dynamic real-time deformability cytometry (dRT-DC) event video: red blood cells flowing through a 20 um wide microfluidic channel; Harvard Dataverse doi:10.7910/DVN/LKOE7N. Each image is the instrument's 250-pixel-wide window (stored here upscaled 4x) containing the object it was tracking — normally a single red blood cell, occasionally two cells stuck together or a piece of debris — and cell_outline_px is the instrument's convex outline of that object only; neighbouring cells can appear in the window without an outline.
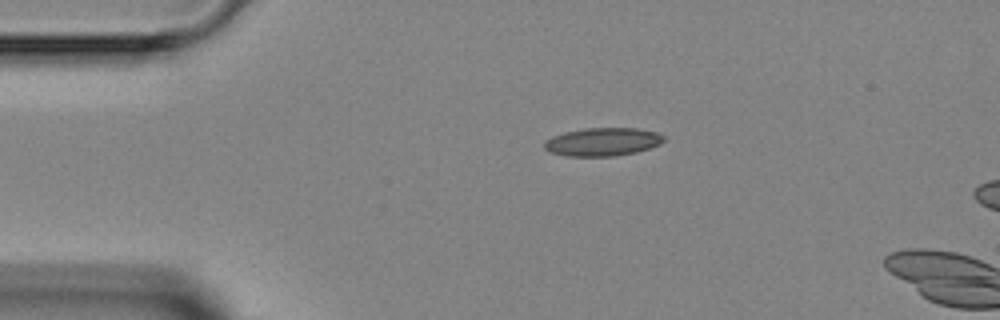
{"species": "Egyptian fruit bat (a non-hibernating species)", "species_latin": "Rousettus aegyptiacus", "temperature_condition": "room temperature", "stored_images_in_passage": 4, "camera_frame_rate_fps": 3000, "um_per_image_px": 0.085, "animal": {"sex": "female"}, "frame": {"image": 1, "passage_image": 4, "time_ms": 6.333, "image_size_px": [1000, 320], "cell_outline_px": [[664, 140], [660, 144], [636, 152], [612, 156], [564, 156], [548, 152], [544, 148], [544, 140], [552, 136], [564, 132], [584, 128], [636, 128], [656, 132], [664, 136]], "centroid_in_image_um": [51.17, 12.05], "position_along_channel_um": 33.8, "area_um2": 19.71}}